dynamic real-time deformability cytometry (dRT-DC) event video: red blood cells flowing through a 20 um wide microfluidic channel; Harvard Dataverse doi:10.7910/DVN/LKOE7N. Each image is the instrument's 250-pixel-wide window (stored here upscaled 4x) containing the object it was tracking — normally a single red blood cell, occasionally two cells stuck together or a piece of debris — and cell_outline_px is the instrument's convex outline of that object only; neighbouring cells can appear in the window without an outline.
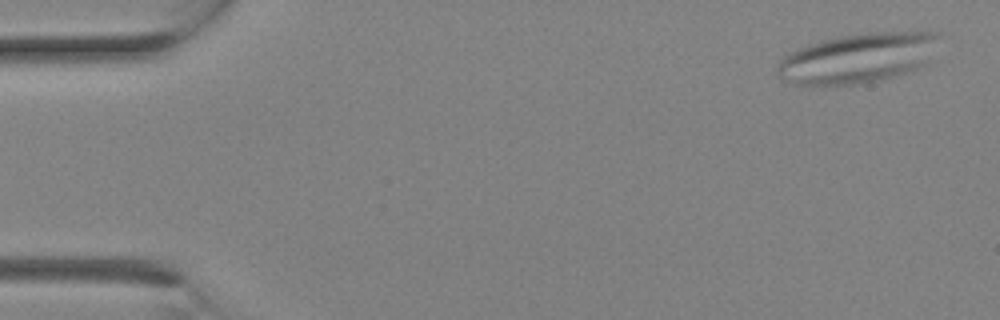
{"species": "Egyptian fruit bat (a non-hibernating species)", "species_latin": "Rousettus aegyptiacus", "temperature_condition": "room temperature", "stored_images_in_passage": 11, "camera_frame_rate_fps": 3000, "um_per_image_px": 0.085, "animal": {"sex": "female"}, "frame": {"image": 1, "passage_image": 1, "time_ms": 0.0, "image_size_px": [1000, 320], "cell_outline_px": [[940, 36], [928, 60], [924, 64], [916, 68], [892, 76], [876, 80], [856, 84], [820, 88], [796, 84], [780, 76], [776, 72], [776, 68], [780, 60], [788, 52], [820, 40], [840, 36], [868, 32], [940, 32]], "centroid_in_image_um": [72.84, 4.95], "position_along_channel_um": 12.2, "area_um2": 47.05}}